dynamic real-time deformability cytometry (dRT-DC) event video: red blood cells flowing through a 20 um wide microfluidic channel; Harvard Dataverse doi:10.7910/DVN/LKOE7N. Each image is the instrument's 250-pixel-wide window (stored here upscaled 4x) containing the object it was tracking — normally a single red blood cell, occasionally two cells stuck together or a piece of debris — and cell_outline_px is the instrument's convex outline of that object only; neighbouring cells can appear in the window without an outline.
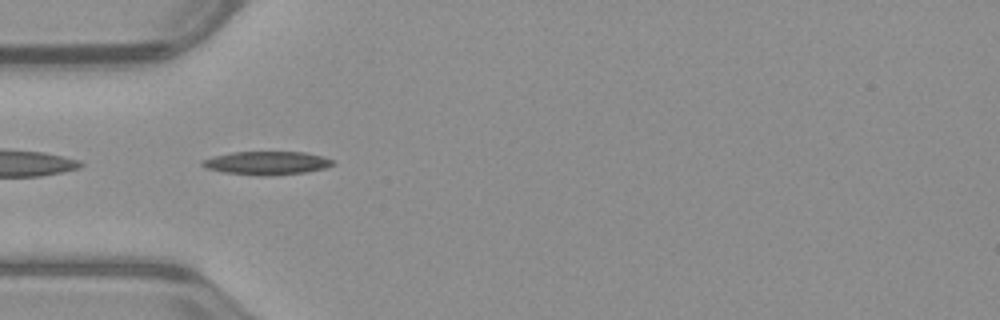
{"species": "common noctule bat (a hibernating species)", "species_latin": "Nyctalus noctula", "temperature_condition": "warm", "stored_images_in_passage": 38, "camera_frame_rate_fps": 3000, "um_per_image_px": 0.085, "animal": {"sex": "male", "body_mass_g": 23.1, "forearm_length_mm": 52.7}, "frame": {"image": 1, "passage_image": 2, "time_ms": 0.333, "image_size_px": [1000, 320], "cell_outline_px": [[336, 164], [324, 168], [304, 172], [264, 176], [260, 176], [224, 172], [204, 168], [200, 164], [200, 160], [212, 156], [232, 152], [304, 152], [320, 156], [332, 160]], "centroid_in_image_um": [22.6, 13.85], "position_along_channel_um": 62.4, "area_um2": 17.74}}
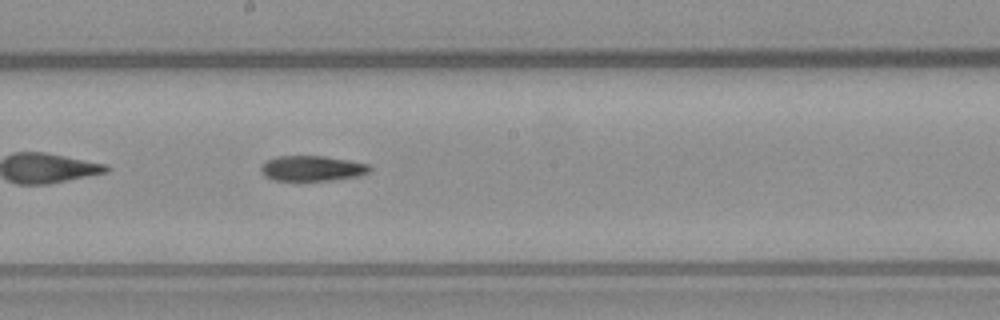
{"frame": {"image": 2, "passage_image": 14, "time_ms": 4.333, "image_size_px": [1000, 320], "cell_outline_px": [[372, 168], [368, 172], [360, 176], [332, 180], [272, 180], [264, 176], [260, 172], [260, 168], [268, 160], [276, 156], [324, 156], [348, 160], [368, 164]], "centroid_in_image_um": [26.52, 14.31], "position_along_channel_um": 221.7, "area_um2": 16.01}}
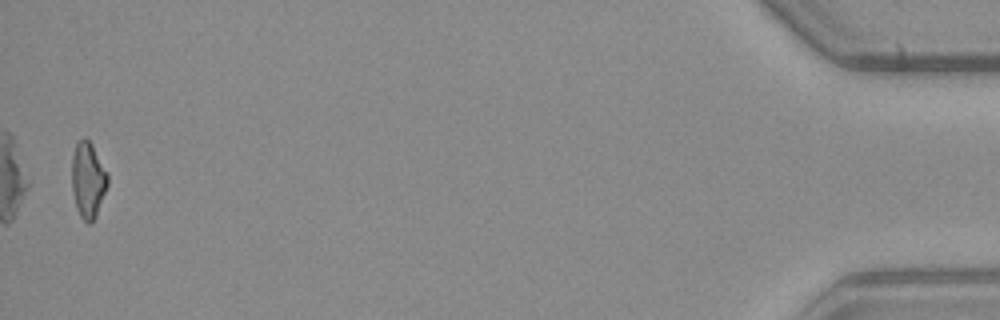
{"frame": {"image": 3, "passage_image": 37, "time_ms": 12.0, "image_size_px": [1000, 320], "cell_outline_px": [[108, 184], [96, 216], [88, 224], [80, 216], [76, 208], [72, 188], [72, 156], [76, 144], [84, 136], [92, 144], [108, 172]], "centroid_in_image_um": [7.48, 15.28], "position_along_channel_um": 427.7, "area_um2": 15.84}}